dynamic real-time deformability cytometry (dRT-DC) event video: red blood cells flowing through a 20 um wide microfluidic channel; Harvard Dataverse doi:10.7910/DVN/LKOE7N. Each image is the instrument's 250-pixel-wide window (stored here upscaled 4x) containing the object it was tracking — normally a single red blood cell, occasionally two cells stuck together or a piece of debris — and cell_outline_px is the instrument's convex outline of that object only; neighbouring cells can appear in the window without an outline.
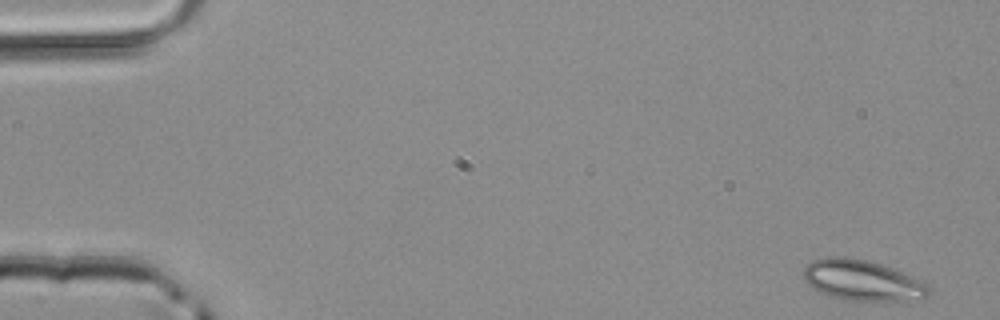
{"species": "common noctule bat (a hibernating species)", "species_latin": "Nyctalus noctula", "temperature_condition": "room temperature", "stored_images_in_passage": 49, "camera_frame_rate_fps": 3000, "um_per_image_px": 0.085, "animal": {"sex": "male", "body_mass_g": 20.4}, "frame": {"image": 1, "passage_image": 1, "time_ms": 0.0, "image_size_px": [1000, 320], "cell_outline_px": [[932, 292], [928, 296], [920, 300], [844, 300], [820, 292], [808, 284], [804, 280], [804, 268], [812, 260], [824, 256], [844, 256], [868, 260], [892, 268], [924, 280], [932, 288]], "centroid_in_image_um": [73.35, 23.82], "position_along_channel_um": 11.6, "area_um2": 30.0}}
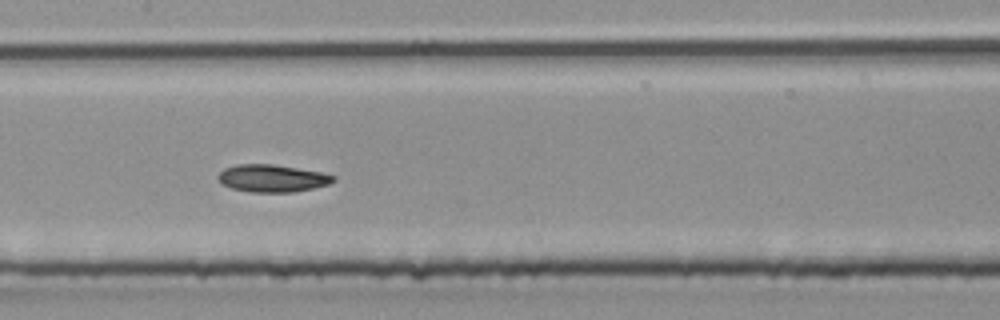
{"frame": {"image": 2, "passage_image": 24, "time_ms": 7.667, "image_size_px": [1000, 320], "cell_outline_px": [[336, 180], [328, 184], [312, 188], [292, 192], [248, 192], [232, 188], [220, 184], [216, 176], [224, 168], [236, 164], [272, 164], [320, 172], [336, 176]], "centroid_in_image_um": [23.08, 15.15], "position_along_channel_um": 184.3, "area_um2": 18.44}}
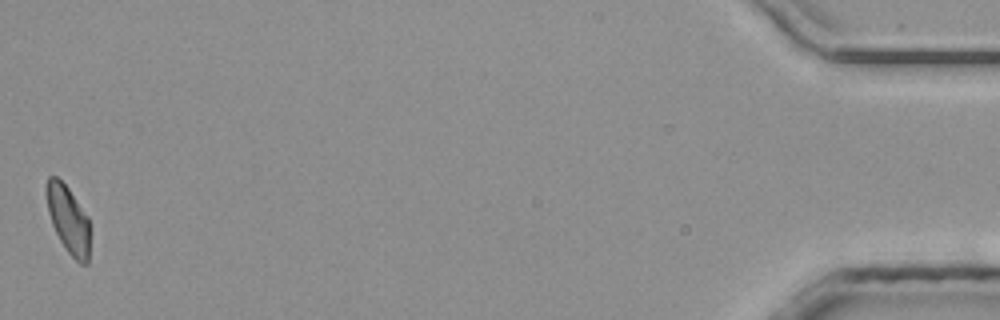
{"frame": {"image": 3, "passage_image": 49, "time_ms": 16.0, "image_size_px": [1000, 320], "cell_outline_px": [[88, 264], [80, 264], [68, 252], [60, 240], [52, 224], [48, 212], [44, 192], [44, 184], [48, 176], [56, 176], [68, 188], [88, 216]], "centroid_in_image_um": [5.75, 18.59], "position_along_channel_um": 429.5, "area_um2": 17.05}}